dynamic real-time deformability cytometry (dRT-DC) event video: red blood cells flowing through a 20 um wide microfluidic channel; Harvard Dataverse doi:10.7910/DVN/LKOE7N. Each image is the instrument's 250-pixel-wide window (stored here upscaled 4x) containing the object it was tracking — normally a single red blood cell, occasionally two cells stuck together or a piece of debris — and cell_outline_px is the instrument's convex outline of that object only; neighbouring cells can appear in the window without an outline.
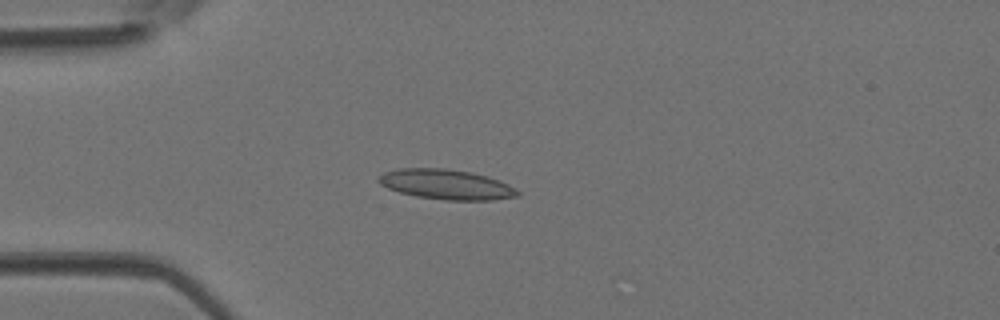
{"species": "Egyptian fruit bat (a non-hibernating species)", "species_latin": "Rousettus aegyptiacus", "temperature_condition": "room temperature", "stored_images_in_passage": 34, "camera_frame_rate_fps": 3000, "um_per_image_px": 0.085, "animal": {"sex": "female"}, "frame": {"image": 1, "passage_image": 2, "time_ms": 0.333, "image_size_px": [1000, 320], "cell_outline_px": [[520, 196], [492, 200], [444, 200], [416, 196], [400, 192], [388, 188], [380, 184], [376, 180], [376, 176], [384, 172], [400, 168], [444, 168], [472, 172], [508, 184], [516, 188], [520, 192]], "centroid_in_image_um": [37.9, 15.68], "position_along_channel_um": 47.1, "area_um2": 24.33}}
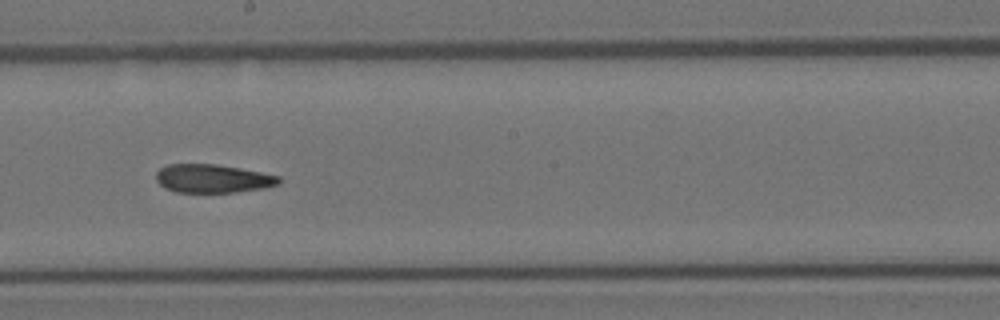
{"frame": {"image": 2, "passage_image": 15, "time_ms": 4.667, "image_size_px": [1000, 320], "cell_outline_px": [[280, 184], [264, 188], [236, 192], [176, 192], [164, 188], [156, 180], [156, 172], [160, 168], [168, 164], [216, 164], [240, 168], [280, 176]], "centroid_in_image_um": [18.07, 15.17], "position_along_channel_um": 230.1, "area_um2": 20.4}}
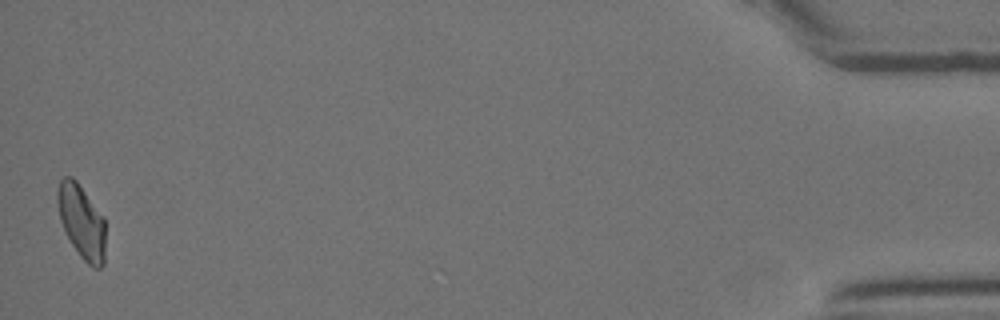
{"frame": {"image": 3, "passage_image": 34, "time_ms": 11.0, "image_size_px": [1000, 320], "cell_outline_px": [[104, 264], [100, 268], [92, 268], [80, 256], [64, 232], [60, 220], [56, 200], [56, 192], [60, 180], [64, 176], [72, 176], [76, 180], [104, 216]], "centroid_in_image_um": [6.91, 18.82], "position_along_channel_um": 428.3, "area_um2": 20.81}}